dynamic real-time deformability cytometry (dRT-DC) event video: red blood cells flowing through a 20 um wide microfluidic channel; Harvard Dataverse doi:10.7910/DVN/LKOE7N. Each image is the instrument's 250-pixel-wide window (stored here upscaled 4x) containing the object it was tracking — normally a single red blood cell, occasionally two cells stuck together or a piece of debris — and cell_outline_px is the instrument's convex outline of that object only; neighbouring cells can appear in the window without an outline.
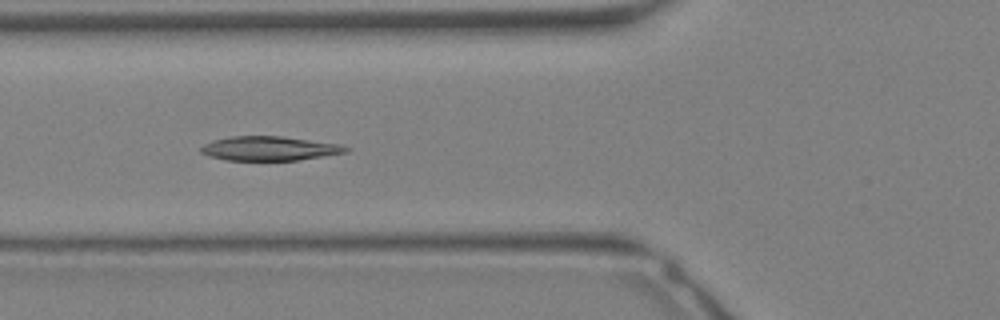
{"species": "Egyptian fruit bat (a non-hibernating species)", "species_latin": "Rousettus aegyptiacus", "temperature_condition": "warm", "stored_images_in_passage": 32, "camera_frame_rate_fps": 3000, "um_per_image_px": 0.085, "animal": {"sex": "female"}, "frame": {"image": 1, "passage_image": 12, "time_ms": 3.667, "image_size_px": [1000, 320], "cell_outline_px": [[352, 148], [348, 152], [296, 160], [224, 160], [208, 156], [200, 152], [200, 148], [204, 144], [212, 140], [232, 136], [280, 136], [340, 144]], "centroid_in_image_um": [22.88, 12.62], "position_along_channel_um": 102.9, "area_um2": 20.46}}
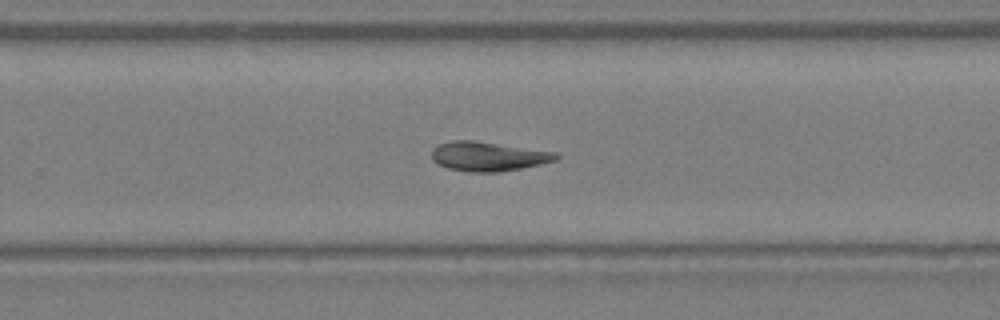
{"frame": {"image": 2, "passage_image": 21, "time_ms": 6.667, "image_size_px": [1000, 320], "cell_outline_px": [[560, 156], [556, 160], [540, 164], [500, 172], [468, 172], [448, 168], [432, 160], [432, 148], [440, 144], [452, 140], [472, 140], [556, 152]], "centroid_in_image_um": [41.48, 13.29], "position_along_channel_um": 288.3, "area_um2": 21.1}}
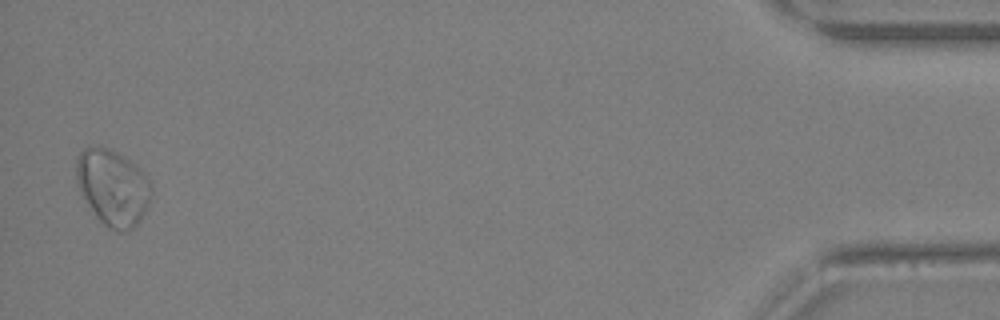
{"frame": {"image": 3, "passage_image": 32, "time_ms": 10.333, "image_size_px": [1000, 320], "cell_outline_px": [[152, 192], [144, 212], [140, 220], [132, 228], [120, 232], [108, 228], [96, 216], [80, 192], [76, 184], [76, 160], [80, 152], [84, 148], [108, 148], [136, 164], [140, 168], [152, 184]], "centroid_in_image_um": [9.58, 15.93], "position_along_channel_um": 425.6, "area_um2": 32.89}}